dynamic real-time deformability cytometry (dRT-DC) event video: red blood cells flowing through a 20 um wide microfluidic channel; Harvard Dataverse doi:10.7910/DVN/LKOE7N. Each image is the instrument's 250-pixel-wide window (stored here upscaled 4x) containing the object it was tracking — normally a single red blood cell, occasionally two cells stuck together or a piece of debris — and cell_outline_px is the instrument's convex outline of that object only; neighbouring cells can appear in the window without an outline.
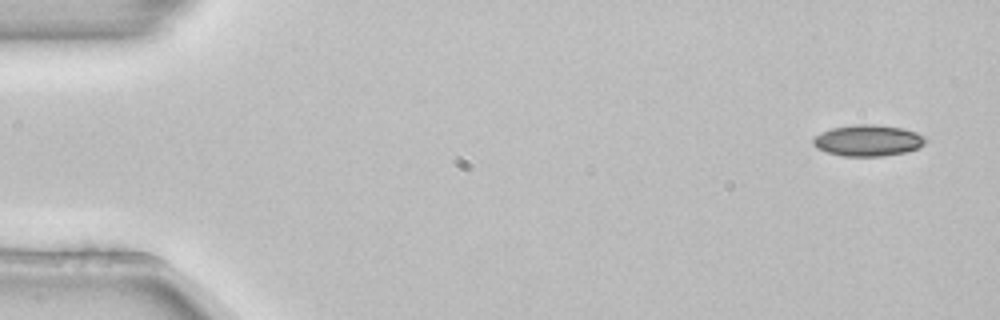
{"species": "common noctule bat (a hibernating species)", "species_latin": "Nyctalus noctula", "temperature_condition": "room temperature", "stored_images_in_passage": 7, "camera_frame_rate_fps": 3000, "um_per_image_px": 0.085, "animal": {"sex": "female", "body_mass_g": 22.7, "forearm_length_mm": 54.2}, "frame": {"image": 1, "passage_image": 1, "time_ms": 0.0, "image_size_px": [1000, 320], "cell_outline_px": [[928, 140], [920, 148], [904, 152], [884, 156], [844, 156], [828, 152], [816, 148], [812, 144], [812, 140], [820, 132], [832, 128], [856, 124], [876, 124], [904, 128], [916, 132], [924, 136]], "centroid_in_image_um": [73.8, 11.93], "position_along_channel_um": 11.2, "area_um2": 20.63}}
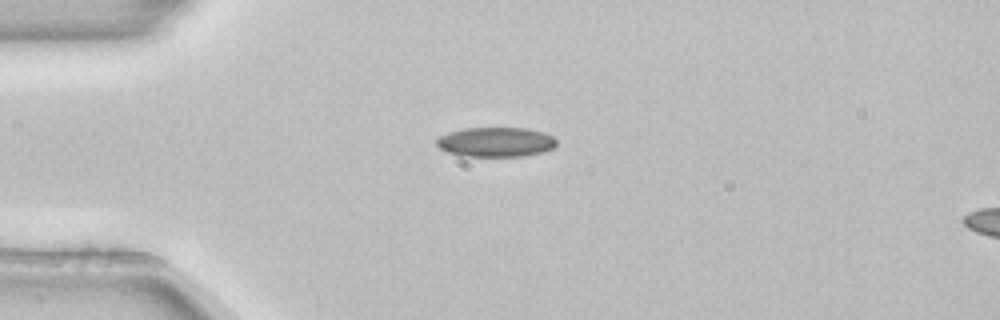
{"frame": {"image": 2, "passage_image": 3, "time_ms": 0.667, "image_size_px": [1000, 320], "cell_outline_px": [[556, 148], [544, 152], [524, 156], [460, 156], [448, 152], [440, 148], [436, 144], [436, 140], [440, 136], [448, 132], [464, 128], [524, 128], [544, 132], [552, 136], [556, 140]], "centroid_in_image_um": [42.16, 12.08], "position_along_channel_um": 42.8, "area_um2": 20.87}}